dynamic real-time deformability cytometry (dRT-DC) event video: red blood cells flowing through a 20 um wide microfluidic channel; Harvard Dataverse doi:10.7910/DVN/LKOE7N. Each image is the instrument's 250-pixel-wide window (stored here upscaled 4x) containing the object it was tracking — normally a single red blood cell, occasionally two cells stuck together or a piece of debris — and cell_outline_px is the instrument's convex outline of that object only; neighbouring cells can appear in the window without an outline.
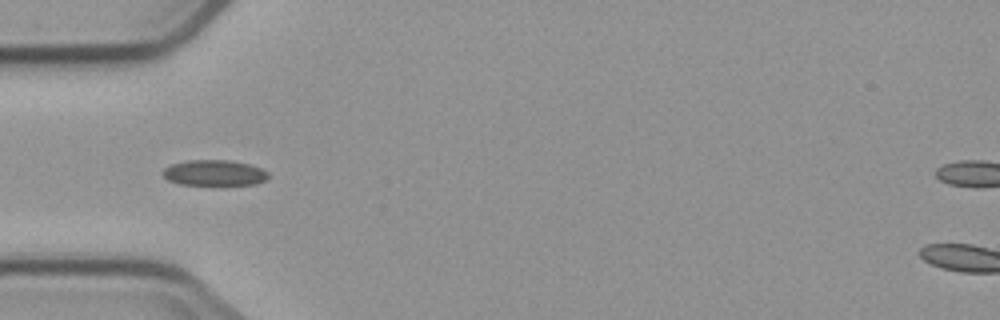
{"species": "common noctule bat (a hibernating species)", "species_latin": "Nyctalus noctula", "temperature_condition": "cold", "stored_images_in_passage": 8, "camera_frame_rate_fps": 3000, "um_per_image_px": 0.085, "animal": {"sex": "male", "body_mass_g": 23.1, "forearm_length_mm": 52.7}, "frame": {"image": 1, "passage_image": 6, "time_ms": 6.667, "image_size_px": [1000, 320], "cell_outline_px": [[268, 180], [256, 184], [220, 188], [212, 188], [180, 184], [168, 180], [164, 176], [164, 168], [172, 164], [188, 160], [232, 160], [248, 164], [260, 168], [268, 172]], "centroid_in_image_um": [18.26, 14.76], "position_along_channel_um": 66.7, "area_um2": 16.82}}
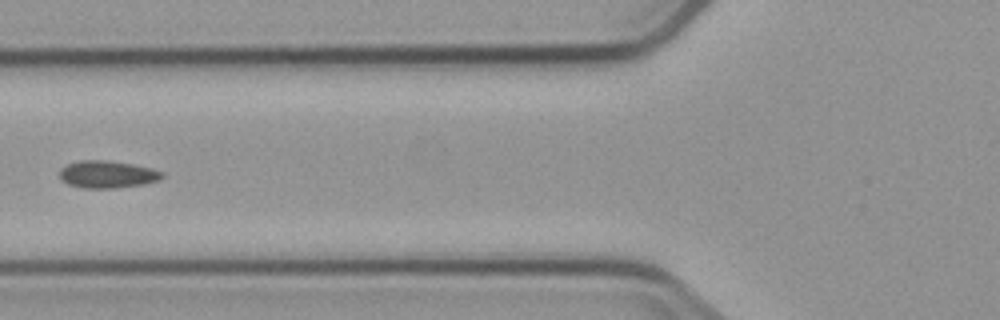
{"frame": {"image": 2, "passage_image": 7, "time_ms": 8.0, "image_size_px": [1000, 320], "cell_outline_px": [[164, 176], [160, 180], [144, 184], [116, 188], [84, 188], [68, 184], [60, 180], [60, 168], [68, 164], [80, 160], [108, 160], [132, 164], [152, 168], [164, 172]], "centroid_in_image_um": [9.14, 14.82], "position_along_channel_um": 116.7, "area_um2": 16.47}}
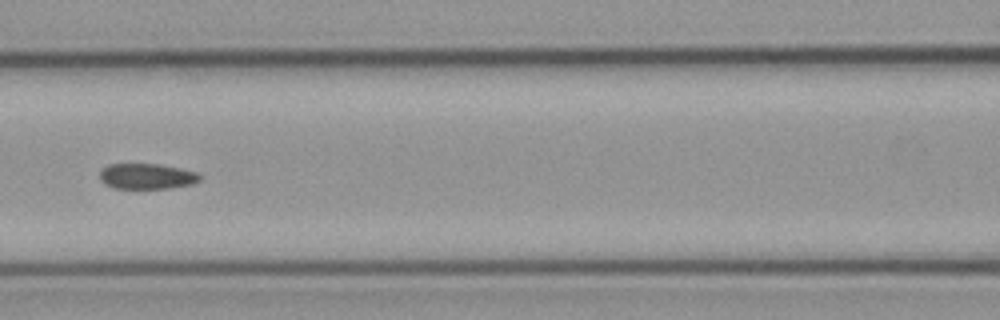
{"frame": {"image": 3, "passage_image": 8, "time_ms": 9.0, "image_size_px": [1000, 320], "cell_outline_px": [[200, 180], [192, 184], [168, 188], [112, 188], [104, 184], [100, 180], [100, 172], [108, 164], [156, 164], [180, 168], [196, 172], [200, 176]], "centroid_in_image_um": [12.45, 14.99], "position_along_channel_um": 154.1, "area_um2": 14.8}}